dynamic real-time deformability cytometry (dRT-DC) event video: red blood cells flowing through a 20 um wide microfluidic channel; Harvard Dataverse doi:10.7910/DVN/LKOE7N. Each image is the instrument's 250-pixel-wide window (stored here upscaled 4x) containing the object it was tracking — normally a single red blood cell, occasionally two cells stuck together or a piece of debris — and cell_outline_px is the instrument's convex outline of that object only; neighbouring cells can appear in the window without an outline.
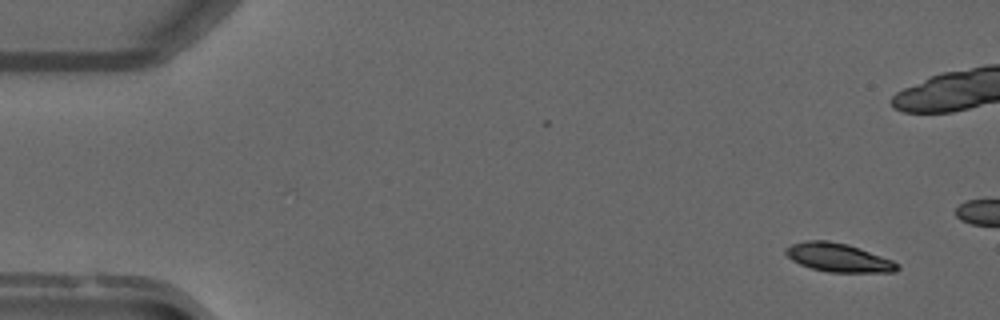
{"species": "common noctule bat (a hibernating species)", "species_latin": "Nyctalus noctula", "temperature_condition": "warm", "stored_images_in_passage": 15, "camera_frame_rate_fps": 3000, "um_per_image_px": 0.085, "animal": {"sex": "male", "forearm_length_mm": 52.5}, "frame": {"image": 1, "passage_image": 3, "time_ms": 0.667, "image_size_px": [1000, 320], "cell_outline_px": [[900, 268], [896, 272], [828, 272], [812, 268], [800, 264], [792, 260], [784, 252], [784, 248], [792, 244], [808, 240], [828, 240], [848, 244], [860, 248], [892, 260], [900, 264]], "centroid_in_image_um": [71.27, 21.89], "position_along_channel_um": 13.7, "area_um2": 18.61}}